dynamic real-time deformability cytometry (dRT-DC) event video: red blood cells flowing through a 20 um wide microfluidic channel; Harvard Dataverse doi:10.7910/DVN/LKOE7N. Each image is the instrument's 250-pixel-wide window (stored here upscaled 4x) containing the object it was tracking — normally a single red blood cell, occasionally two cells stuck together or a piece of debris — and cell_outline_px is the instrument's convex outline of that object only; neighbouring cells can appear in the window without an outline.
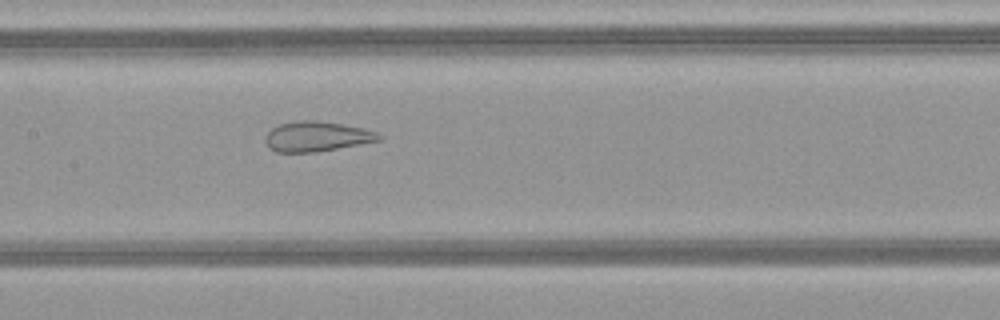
{"species": "common noctule bat (a hibernating species)", "species_latin": "Nyctalus noctula", "temperature_condition": "warm", "stored_images_in_passage": 43, "camera_frame_rate_fps": 3000, "um_per_image_px": 0.085, "animal": {"sex": "female", "body_mass_g": 21.9}, "frame": {"image": 1, "passage_image": 18, "time_ms": 5.667, "image_size_px": [1000, 320], "cell_outline_px": [[384, 140], [316, 152], [276, 152], [268, 148], [264, 140], [264, 136], [272, 128], [280, 124], [296, 120], [316, 120], [364, 128], [376, 132], [384, 136]], "centroid_in_image_um": [26.93, 11.6], "position_along_channel_um": 180.5, "area_um2": 20.11}}
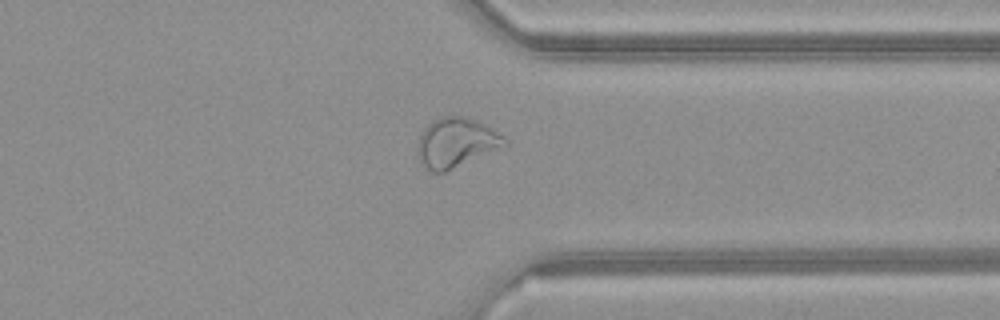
{"frame": {"image": 2, "passage_image": 32, "time_ms": 10.333, "image_size_px": [1000, 320], "cell_outline_px": [[508, 144], [504, 148], [444, 172], [432, 172], [420, 160], [416, 152], [420, 136], [424, 128], [432, 120], [444, 116], [464, 116], [484, 124], [504, 136], [508, 140]], "centroid_in_image_um": [38.81, 12.12], "position_along_channel_um": 372.6, "area_um2": 25.14}}
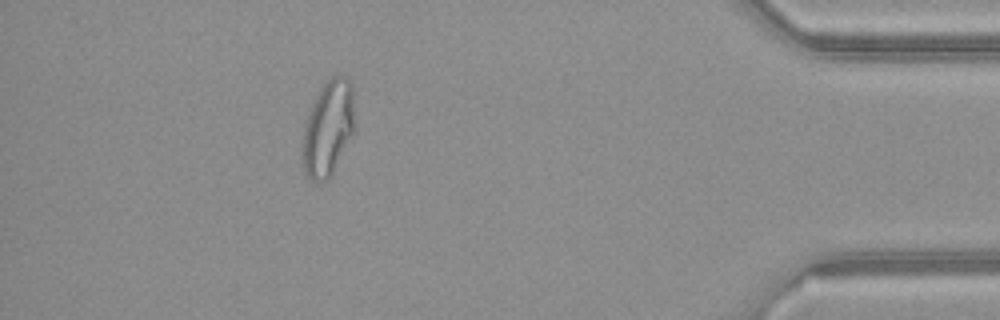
{"frame": {"image": 3, "passage_image": 38, "time_ms": 12.333, "image_size_px": [1000, 320], "cell_outline_px": [[356, 128], [332, 176], [328, 180], [312, 180], [304, 172], [300, 152], [300, 148], [304, 124], [316, 92], [332, 76], [340, 72], [352, 80], [356, 120]], "centroid_in_image_um": [27.91, 10.86], "position_along_channel_um": 407.3, "area_um2": 30.4}, "authors_computed_cell_mechanics": {"area_um2": 25.6632, "velocity_mm_per_s": 4.1572, "shape_relaxation_time_tau1_ms": null, "shape_relaxation_time_tau2_ms": 0.9975, "deformation_change_tau1": null, "deformation_change_tau2": 0.0967}}